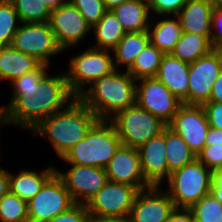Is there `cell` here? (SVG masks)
I'll return each instance as SVG.
<instances>
[{
  "instance_id": "1",
  "label": "cell",
  "mask_w": 222,
  "mask_h": 222,
  "mask_svg": "<svg viewBox=\"0 0 222 222\" xmlns=\"http://www.w3.org/2000/svg\"><path fill=\"white\" fill-rule=\"evenodd\" d=\"M47 68L49 65L41 64L11 82L12 97L7 105L10 125L31 131L76 98L69 89L65 72L50 76Z\"/></svg>"
},
{
  "instance_id": "2",
  "label": "cell",
  "mask_w": 222,
  "mask_h": 222,
  "mask_svg": "<svg viewBox=\"0 0 222 222\" xmlns=\"http://www.w3.org/2000/svg\"><path fill=\"white\" fill-rule=\"evenodd\" d=\"M98 120L95 113L76 97L67 107L43 119L31 132L33 136L48 137L57 156L63 158Z\"/></svg>"
},
{
  "instance_id": "3",
  "label": "cell",
  "mask_w": 222,
  "mask_h": 222,
  "mask_svg": "<svg viewBox=\"0 0 222 222\" xmlns=\"http://www.w3.org/2000/svg\"><path fill=\"white\" fill-rule=\"evenodd\" d=\"M136 80L127 72L116 69L86 88L78 98L99 118L110 120L119 111L136 103Z\"/></svg>"
},
{
  "instance_id": "4",
  "label": "cell",
  "mask_w": 222,
  "mask_h": 222,
  "mask_svg": "<svg viewBox=\"0 0 222 222\" xmlns=\"http://www.w3.org/2000/svg\"><path fill=\"white\" fill-rule=\"evenodd\" d=\"M121 145L114 124L98 120L62 159L69 164L105 168Z\"/></svg>"
},
{
  "instance_id": "5",
  "label": "cell",
  "mask_w": 222,
  "mask_h": 222,
  "mask_svg": "<svg viewBox=\"0 0 222 222\" xmlns=\"http://www.w3.org/2000/svg\"><path fill=\"white\" fill-rule=\"evenodd\" d=\"M166 191L176 208H190L211 192L212 171L197 158L170 173Z\"/></svg>"
},
{
  "instance_id": "6",
  "label": "cell",
  "mask_w": 222,
  "mask_h": 222,
  "mask_svg": "<svg viewBox=\"0 0 222 222\" xmlns=\"http://www.w3.org/2000/svg\"><path fill=\"white\" fill-rule=\"evenodd\" d=\"M122 145L139 148L151 138L160 135L167 124L136 103L119 111L110 119Z\"/></svg>"
},
{
  "instance_id": "7",
  "label": "cell",
  "mask_w": 222,
  "mask_h": 222,
  "mask_svg": "<svg viewBox=\"0 0 222 222\" xmlns=\"http://www.w3.org/2000/svg\"><path fill=\"white\" fill-rule=\"evenodd\" d=\"M109 50L89 47L83 53L71 57L68 71H64L71 92L78 97L85 89L103 76L115 71Z\"/></svg>"
},
{
  "instance_id": "8",
  "label": "cell",
  "mask_w": 222,
  "mask_h": 222,
  "mask_svg": "<svg viewBox=\"0 0 222 222\" xmlns=\"http://www.w3.org/2000/svg\"><path fill=\"white\" fill-rule=\"evenodd\" d=\"M11 45L46 65H50L51 57L63 52L57 45L49 22H21Z\"/></svg>"
},
{
  "instance_id": "9",
  "label": "cell",
  "mask_w": 222,
  "mask_h": 222,
  "mask_svg": "<svg viewBox=\"0 0 222 222\" xmlns=\"http://www.w3.org/2000/svg\"><path fill=\"white\" fill-rule=\"evenodd\" d=\"M138 192L134 186L108 180L85 205L91 217L129 216Z\"/></svg>"
},
{
  "instance_id": "10",
  "label": "cell",
  "mask_w": 222,
  "mask_h": 222,
  "mask_svg": "<svg viewBox=\"0 0 222 222\" xmlns=\"http://www.w3.org/2000/svg\"><path fill=\"white\" fill-rule=\"evenodd\" d=\"M76 203L55 173L27 202L29 222H43L68 211Z\"/></svg>"
},
{
  "instance_id": "11",
  "label": "cell",
  "mask_w": 222,
  "mask_h": 222,
  "mask_svg": "<svg viewBox=\"0 0 222 222\" xmlns=\"http://www.w3.org/2000/svg\"><path fill=\"white\" fill-rule=\"evenodd\" d=\"M138 81L140 85L136 84V104L168 125L183 102L156 77Z\"/></svg>"
},
{
  "instance_id": "12",
  "label": "cell",
  "mask_w": 222,
  "mask_h": 222,
  "mask_svg": "<svg viewBox=\"0 0 222 222\" xmlns=\"http://www.w3.org/2000/svg\"><path fill=\"white\" fill-rule=\"evenodd\" d=\"M167 126L182 137L196 156L204 148L210 125L203 105L183 103Z\"/></svg>"
},
{
  "instance_id": "13",
  "label": "cell",
  "mask_w": 222,
  "mask_h": 222,
  "mask_svg": "<svg viewBox=\"0 0 222 222\" xmlns=\"http://www.w3.org/2000/svg\"><path fill=\"white\" fill-rule=\"evenodd\" d=\"M49 23L57 45L63 52L75 47L91 32L84 16L70 1L52 9Z\"/></svg>"
},
{
  "instance_id": "14",
  "label": "cell",
  "mask_w": 222,
  "mask_h": 222,
  "mask_svg": "<svg viewBox=\"0 0 222 222\" xmlns=\"http://www.w3.org/2000/svg\"><path fill=\"white\" fill-rule=\"evenodd\" d=\"M67 172L56 168L57 176L63 181L77 204H86L108 181L105 168L70 164Z\"/></svg>"
},
{
  "instance_id": "15",
  "label": "cell",
  "mask_w": 222,
  "mask_h": 222,
  "mask_svg": "<svg viewBox=\"0 0 222 222\" xmlns=\"http://www.w3.org/2000/svg\"><path fill=\"white\" fill-rule=\"evenodd\" d=\"M221 70L219 58L213 50L190 63L188 105H204L209 102L211 88Z\"/></svg>"
},
{
  "instance_id": "16",
  "label": "cell",
  "mask_w": 222,
  "mask_h": 222,
  "mask_svg": "<svg viewBox=\"0 0 222 222\" xmlns=\"http://www.w3.org/2000/svg\"><path fill=\"white\" fill-rule=\"evenodd\" d=\"M151 186L140 190L130 210L131 222H167L171 212L175 209L170 195Z\"/></svg>"
},
{
  "instance_id": "17",
  "label": "cell",
  "mask_w": 222,
  "mask_h": 222,
  "mask_svg": "<svg viewBox=\"0 0 222 222\" xmlns=\"http://www.w3.org/2000/svg\"><path fill=\"white\" fill-rule=\"evenodd\" d=\"M105 171L110 181L129 184L139 191L151 187L143 176L137 148L121 145Z\"/></svg>"
},
{
  "instance_id": "18",
  "label": "cell",
  "mask_w": 222,
  "mask_h": 222,
  "mask_svg": "<svg viewBox=\"0 0 222 222\" xmlns=\"http://www.w3.org/2000/svg\"><path fill=\"white\" fill-rule=\"evenodd\" d=\"M166 128L138 148L143 176L151 186H161L168 179L166 159Z\"/></svg>"
},
{
  "instance_id": "19",
  "label": "cell",
  "mask_w": 222,
  "mask_h": 222,
  "mask_svg": "<svg viewBox=\"0 0 222 222\" xmlns=\"http://www.w3.org/2000/svg\"><path fill=\"white\" fill-rule=\"evenodd\" d=\"M190 63L181 61L171 54H164L156 78L161 81L180 101L188 105Z\"/></svg>"
},
{
  "instance_id": "20",
  "label": "cell",
  "mask_w": 222,
  "mask_h": 222,
  "mask_svg": "<svg viewBox=\"0 0 222 222\" xmlns=\"http://www.w3.org/2000/svg\"><path fill=\"white\" fill-rule=\"evenodd\" d=\"M213 9L205 0H188L177 14L182 32L211 35V12Z\"/></svg>"
},
{
  "instance_id": "21",
  "label": "cell",
  "mask_w": 222,
  "mask_h": 222,
  "mask_svg": "<svg viewBox=\"0 0 222 222\" xmlns=\"http://www.w3.org/2000/svg\"><path fill=\"white\" fill-rule=\"evenodd\" d=\"M41 64L35 57L22 53L12 45L0 47V80L12 82L36 70Z\"/></svg>"
},
{
  "instance_id": "22",
  "label": "cell",
  "mask_w": 222,
  "mask_h": 222,
  "mask_svg": "<svg viewBox=\"0 0 222 222\" xmlns=\"http://www.w3.org/2000/svg\"><path fill=\"white\" fill-rule=\"evenodd\" d=\"M56 168L49 166L41 172L23 171L13 174L9 172V191L28 202L41 190L43 185L55 174Z\"/></svg>"
},
{
  "instance_id": "23",
  "label": "cell",
  "mask_w": 222,
  "mask_h": 222,
  "mask_svg": "<svg viewBox=\"0 0 222 222\" xmlns=\"http://www.w3.org/2000/svg\"><path fill=\"white\" fill-rule=\"evenodd\" d=\"M125 32L147 31L151 16L148 2L127 0L112 10Z\"/></svg>"
},
{
  "instance_id": "24",
  "label": "cell",
  "mask_w": 222,
  "mask_h": 222,
  "mask_svg": "<svg viewBox=\"0 0 222 222\" xmlns=\"http://www.w3.org/2000/svg\"><path fill=\"white\" fill-rule=\"evenodd\" d=\"M173 17L158 19L154 26L151 20L147 30L150 43L163 54H171L183 33L180 19L177 15H173Z\"/></svg>"
},
{
  "instance_id": "25",
  "label": "cell",
  "mask_w": 222,
  "mask_h": 222,
  "mask_svg": "<svg viewBox=\"0 0 222 222\" xmlns=\"http://www.w3.org/2000/svg\"><path fill=\"white\" fill-rule=\"evenodd\" d=\"M149 42L148 31L126 32L118 45L112 50L115 69H118L119 65L120 67L125 65L126 71H128L138 54Z\"/></svg>"
},
{
  "instance_id": "26",
  "label": "cell",
  "mask_w": 222,
  "mask_h": 222,
  "mask_svg": "<svg viewBox=\"0 0 222 222\" xmlns=\"http://www.w3.org/2000/svg\"><path fill=\"white\" fill-rule=\"evenodd\" d=\"M95 34V45L91 46L96 49L112 51L126 34L120 21L112 10H108L99 22L91 28Z\"/></svg>"
},
{
  "instance_id": "27",
  "label": "cell",
  "mask_w": 222,
  "mask_h": 222,
  "mask_svg": "<svg viewBox=\"0 0 222 222\" xmlns=\"http://www.w3.org/2000/svg\"><path fill=\"white\" fill-rule=\"evenodd\" d=\"M212 50L210 35L183 32L171 55L181 61L192 63Z\"/></svg>"
},
{
  "instance_id": "28",
  "label": "cell",
  "mask_w": 222,
  "mask_h": 222,
  "mask_svg": "<svg viewBox=\"0 0 222 222\" xmlns=\"http://www.w3.org/2000/svg\"><path fill=\"white\" fill-rule=\"evenodd\" d=\"M166 159L168 165V177L173 171L192 163L197 156L190 150L182 137L168 126L166 127Z\"/></svg>"
},
{
  "instance_id": "29",
  "label": "cell",
  "mask_w": 222,
  "mask_h": 222,
  "mask_svg": "<svg viewBox=\"0 0 222 222\" xmlns=\"http://www.w3.org/2000/svg\"><path fill=\"white\" fill-rule=\"evenodd\" d=\"M163 53L150 42L136 57L132 67L127 71L135 80L156 77Z\"/></svg>"
},
{
  "instance_id": "30",
  "label": "cell",
  "mask_w": 222,
  "mask_h": 222,
  "mask_svg": "<svg viewBox=\"0 0 222 222\" xmlns=\"http://www.w3.org/2000/svg\"><path fill=\"white\" fill-rule=\"evenodd\" d=\"M22 23L49 22L51 9L44 0H10Z\"/></svg>"
},
{
  "instance_id": "31",
  "label": "cell",
  "mask_w": 222,
  "mask_h": 222,
  "mask_svg": "<svg viewBox=\"0 0 222 222\" xmlns=\"http://www.w3.org/2000/svg\"><path fill=\"white\" fill-rule=\"evenodd\" d=\"M1 222H29L27 202L8 191L0 199Z\"/></svg>"
},
{
  "instance_id": "32",
  "label": "cell",
  "mask_w": 222,
  "mask_h": 222,
  "mask_svg": "<svg viewBox=\"0 0 222 222\" xmlns=\"http://www.w3.org/2000/svg\"><path fill=\"white\" fill-rule=\"evenodd\" d=\"M21 23L10 0H0V47L11 45L14 34Z\"/></svg>"
},
{
  "instance_id": "33",
  "label": "cell",
  "mask_w": 222,
  "mask_h": 222,
  "mask_svg": "<svg viewBox=\"0 0 222 222\" xmlns=\"http://www.w3.org/2000/svg\"><path fill=\"white\" fill-rule=\"evenodd\" d=\"M195 222H222V203L210 192L189 208Z\"/></svg>"
},
{
  "instance_id": "34",
  "label": "cell",
  "mask_w": 222,
  "mask_h": 222,
  "mask_svg": "<svg viewBox=\"0 0 222 222\" xmlns=\"http://www.w3.org/2000/svg\"><path fill=\"white\" fill-rule=\"evenodd\" d=\"M93 28L108 11L102 0H69Z\"/></svg>"
},
{
  "instance_id": "35",
  "label": "cell",
  "mask_w": 222,
  "mask_h": 222,
  "mask_svg": "<svg viewBox=\"0 0 222 222\" xmlns=\"http://www.w3.org/2000/svg\"><path fill=\"white\" fill-rule=\"evenodd\" d=\"M197 159L212 172L222 170V145H205Z\"/></svg>"
},
{
  "instance_id": "36",
  "label": "cell",
  "mask_w": 222,
  "mask_h": 222,
  "mask_svg": "<svg viewBox=\"0 0 222 222\" xmlns=\"http://www.w3.org/2000/svg\"><path fill=\"white\" fill-rule=\"evenodd\" d=\"M188 0H149L150 12L159 17L177 15Z\"/></svg>"
},
{
  "instance_id": "37",
  "label": "cell",
  "mask_w": 222,
  "mask_h": 222,
  "mask_svg": "<svg viewBox=\"0 0 222 222\" xmlns=\"http://www.w3.org/2000/svg\"><path fill=\"white\" fill-rule=\"evenodd\" d=\"M91 216L85 204H75L68 211L43 222H90Z\"/></svg>"
},
{
  "instance_id": "38",
  "label": "cell",
  "mask_w": 222,
  "mask_h": 222,
  "mask_svg": "<svg viewBox=\"0 0 222 222\" xmlns=\"http://www.w3.org/2000/svg\"><path fill=\"white\" fill-rule=\"evenodd\" d=\"M210 42L213 49L222 45V8H214L211 12Z\"/></svg>"
},
{
  "instance_id": "39",
  "label": "cell",
  "mask_w": 222,
  "mask_h": 222,
  "mask_svg": "<svg viewBox=\"0 0 222 222\" xmlns=\"http://www.w3.org/2000/svg\"><path fill=\"white\" fill-rule=\"evenodd\" d=\"M203 107L210 127L222 130V103L207 102Z\"/></svg>"
},
{
  "instance_id": "40",
  "label": "cell",
  "mask_w": 222,
  "mask_h": 222,
  "mask_svg": "<svg viewBox=\"0 0 222 222\" xmlns=\"http://www.w3.org/2000/svg\"><path fill=\"white\" fill-rule=\"evenodd\" d=\"M167 222H195V218L189 208L175 207Z\"/></svg>"
},
{
  "instance_id": "41",
  "label": "cell",
  "mask_w": 222,
  "mask_h": 222,
  "mask_svg": "<svg viewBox=\"0 0 222 222\" xmlns=\"http://www.w3.org/2000/svg\"><path fill=\"white\" fill-rule=\"evenodd\" d=\"M211 193L222 203V170L212 172Z\"/></svg>"
},
{
  "instance_id": "42",
  "label": "cell",
  "mask_w": 222,
  "mask_h": 222,
  "mask_svg": "<svg viewBox=\"0 0 222 222\" xmlns=\"http://www.w3.org/2000/svg\"><path fill=\"white\" fill-rule=\"evenodd\" d=\"M209 102L222 103V70L211 88Z\"/></svg>"
},
{
  "instance_id": "43",
  "label": "cell",
  "mask_w": 222,
  "mask_h": 222,
  "mask_svg": "<svg viewBox=\"0 0 222 222\" xmlns=\"http://www.w3.org/2000/svg\"><path fill=\"white\" fill-rule=\"evenodd\" d=\"M205 145H222V130L210 127Z\"/></svg>"
},
{
  "instance_id": "44",
  "label": "cell",
  "mask_w": 222,
  "mask_h": 222,
  "mask_svg": "<svg viewBox=\"0 0 222 222\" xmlns=\"http://www.w3.org/2000/svg\"><path fill=\"white\" fill-rule=\"evenodd\" d=\"M9 191V171L0 167V199Z\"/></svg>"
},
{
  "instance_id": "45",
  "label": "cell",
  "mask_w": 222,
  "mask_h": 222,
  "mask_svg": "<svg viewBox=\"0 0 222 222\" xmlns=\"http://www.w3.org/2000/svg\"><path fill=\"white\" fill-rule=\"evenodd\" d=\"M90 222H131L129 216L91 217Z\"/></svg>"
},
{
  "instance_id": "46",
  "label": "cell",
  "mask_w": 222,
  "mask_h": 222,
  "mask_svg": "<svg viewBox=\"0 0 222 222\" xmlns=\"http://www.w3.org/2000/svg\"><path fill=\"white\" fill-rule=\"evenodd\" d=\"M4 124L10 126L8 106L5 108L3 106L0 107V126H4Z\"/></svg>"
},
{
  "instance_id": "47",
  "label": "cell",
  "mask_w": 222,
  "mask_h": 222,
  "mask_svg": "<svg viewBox=\"0 0 222 222\" xmlns=\"http://www.w3.org/2000/svg\"><path fill=\"white\" fill-rule=\"evenodd\" d=\"M107 10H113L127 0H102Z\"/></svg>"
},
{
  "instance_id": "48",
  "label": "cell",
  "mask_w": 222,
  "mask_h": 222,
  "mask_svg": "<svg viewBox=\"0 0 222 222\" xmlns=\"http://www.w3.org/2000/svg\"><path fill=\"white\" fill-rule=\"evenodd\" d=\"M50 9H55L60 5L67 3L69 0H44Z\"/></svg>"
},
{
  "instance_id": "49",
  "label": "cell",
  "mask_w": 222,
  "mask_h": 222,
  "mask_svg": "<svg viewBox=\"0 0 222 222\" xmlns=\"http://www.w3.org/2000/svg\"><path fill=\"white\" fill-rule=\"evenodd\" d=\"M207 1L213 8H222V0H205Z\"/></svg>"
},
{
  "instance_id": "50",
  "label": "cell",
  "mask_w": 222,
  "mask_h": 222,
  "mask_svg": "<svg viewBox=\"0 0 222 222\" xmlns=\"http://www.w3.org/2000/svg\"><path fill=\"white\" fill-rule=\"evenodd\" d=\"M213 51L217 54L222 67V45L216 46Z\"/></svg>"
}]
</instances>
